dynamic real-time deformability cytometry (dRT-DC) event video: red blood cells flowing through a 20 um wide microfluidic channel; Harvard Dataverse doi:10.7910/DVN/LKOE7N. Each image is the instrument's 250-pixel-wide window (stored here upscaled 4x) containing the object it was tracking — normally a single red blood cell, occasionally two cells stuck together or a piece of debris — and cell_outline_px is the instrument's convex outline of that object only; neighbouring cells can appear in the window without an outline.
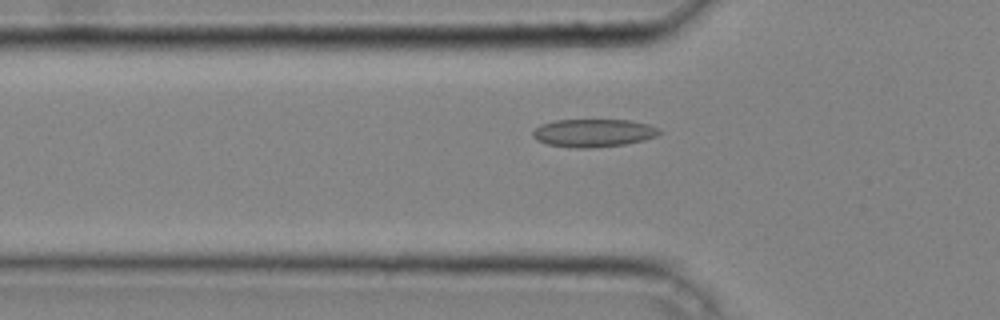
{"species": "common noctule bat (a hibernating species)", "species_latin": "Nyctalus noctula", "temperature_condition": "cold", "stored_images_in_passage": 41, "camera_frame_rate_fps": 3000, "um_per_image_px": 0.085, "animal": {"sex": "male", "body_mass_g": 20.4}, "frame": {"image": 1, "passage_image": 15, "time_ms": 4.667, "image_size_px": [1000, 320], "cell_outline_px": [[664, 132], [656, 136], [644, 140], [624, 144], [592, 148], [572, 148], [548, 144], [536, 140], [532, 136], [532, 132], [540, 124], [556, 120], [632, 120], [648, 124], [660, 128]], "centroid_in_image_um": [50.46, 11.3], "position_along_channel_um": 75.3, "area_um2": 20.81}}
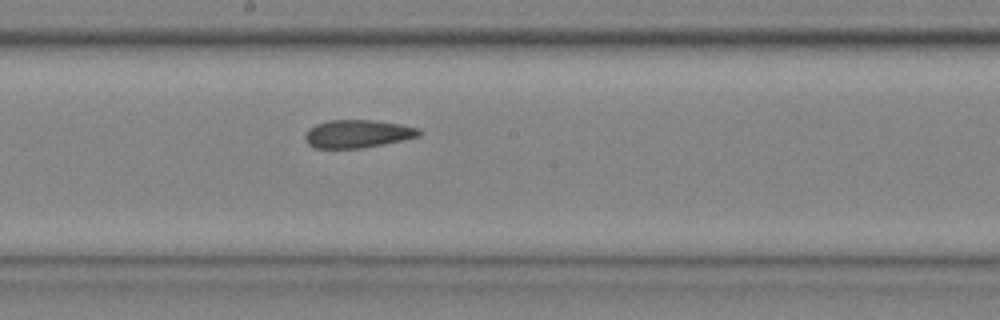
{"frame": {"image": 2, "passage_image": 25, "time_ms": 8.0, "image_size_px": [1000, 320], "cell_outline_px": [[424, 132], [420, 136], [384, 144], [360, 148], [316, 148], [308, 144], [304, 136], [308, 128], [316, 124], [328, 120], [372, 120], [400, 124], [420, 128]], "centroid_in_image_um": [30.41, 11.37], "position_along_channel_um": 217.8, "area_um2": 18.67}}
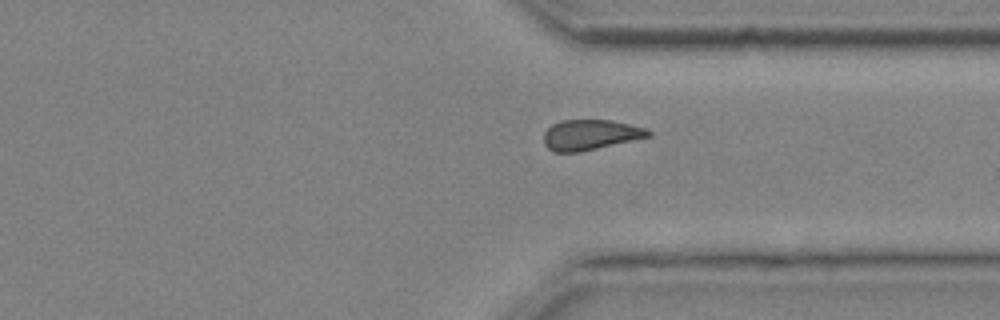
{"frame": {"image": 3, "passage_image": 35, "time_ms": 11.333, "image_size_px": [1000, 320], "cell_outline_px": [[652, 136], [580, 152], [552, 152], [544, 144], [544, 132], [552, 124], [560, 120], [612, 120], [648, 128], [652, 132]], "centroid_in_image_um": [50.2, 11.45], "position_along_channel_um": 361.2, "area_um2": 18.67}, "authors_computed_cell_mechanics": {"area_um2": 19.4786, "velocity_mm_per_s": 4.2743, "shape_relaxation_time_tau1_ms": null, "shape_relaxation_time_tau2_ms": 4.0356, "deformation_change_tau1": null, "deformation_change_tau2": 0.1024}}